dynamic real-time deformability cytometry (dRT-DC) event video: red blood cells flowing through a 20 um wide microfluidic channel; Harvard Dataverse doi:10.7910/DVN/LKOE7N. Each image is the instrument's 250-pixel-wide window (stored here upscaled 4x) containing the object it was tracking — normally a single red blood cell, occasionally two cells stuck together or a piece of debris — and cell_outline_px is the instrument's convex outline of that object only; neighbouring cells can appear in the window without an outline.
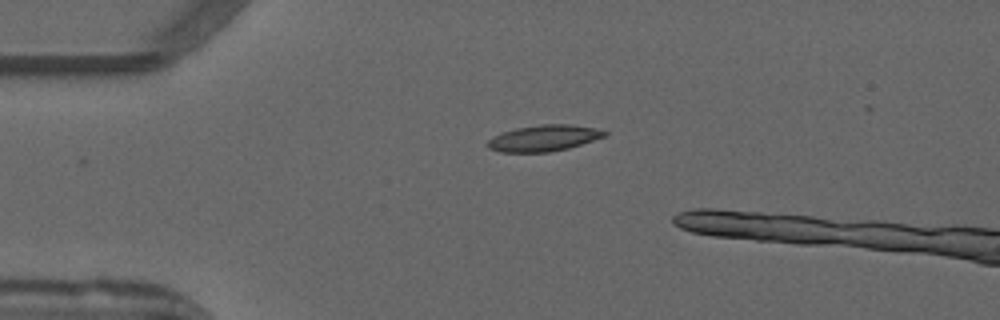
{"species": "common noctule bat (a hibernating species)", "species_latin": "Nyctalus noctula", "temperature_condition": "warm", "stored_images_in_passage": 10, "camera_frame_rate_fps": 3000, "um_per_image_px": 0.085, "animal": {"sex": "male", "forearm_length_mm": 52.5}, "frame": {"image": 1, "passage_image": 6, "time_ms": 1.667, "image_size_px": [1000, 320], "cell_outline_px": [[608, 136], [568, 148], [548, 152], [500, 152], [488, 148], [484, 144], [492, 136], [516, 128], [540, 124], [572, 124], [596, 128], [608, 132]], "centroid_in_image_um": [46.23, 11.74], "position_along_channel_um": 38.8, "area_um2": 18.03}}